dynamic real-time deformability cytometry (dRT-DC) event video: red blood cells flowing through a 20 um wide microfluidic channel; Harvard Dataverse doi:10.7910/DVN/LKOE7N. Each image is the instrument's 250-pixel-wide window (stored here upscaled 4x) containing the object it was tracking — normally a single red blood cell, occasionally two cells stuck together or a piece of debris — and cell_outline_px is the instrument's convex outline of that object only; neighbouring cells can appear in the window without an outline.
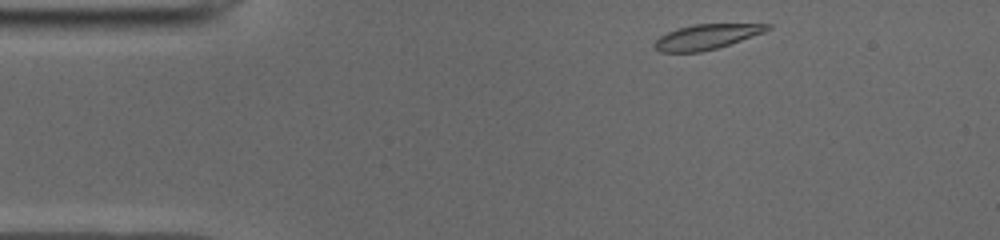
{"species": "common noctule bat (a hibernating species)", "species_latin": "Nyctalus noctula", "temperature_condition": "cold", "stored_images_in_passage": 44, "camera_frame_rate_fps": 3000, "um_per_image_px": 0.085, "animal": {"sex": "male", "body_mass_g": 19.0, "forearm_length_mm": 50.8}, "frame": {"image": 1, "passage_image": 1, "time_ms": 0.0, "image_size_px": [1000, 240], "cell_outline_px": [[772, 28], [764, 32], [716, 48], [700, 52], [660, 52], [652, 44], [660, 36], [668, 32], [680, 28], [696, 24], [772, 24]], "centroid_in_image_um": [60.04, 3.13], "position_along_channel_um": 25.0, "area_um2": 16.13}}
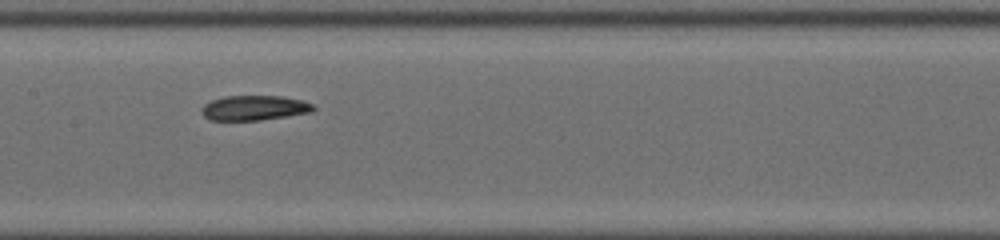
{"frame": {"image": 2, "passage_image": 18, "time_ms": 5.667, "image_size_px": [1000, 240], "cell_outline_px": [[316, 108], [312, 112], [288, 116], [260, 120], [208, 120], [204, 116], [200, 108], [204, 104], [212, 100], [224, 96], [280, 96], [300, 100], [312, 104]], "centroid_in_image_um": [21.59, 9.17], "position_along_channel_um": 185.8, "area_um2": 16.18}}
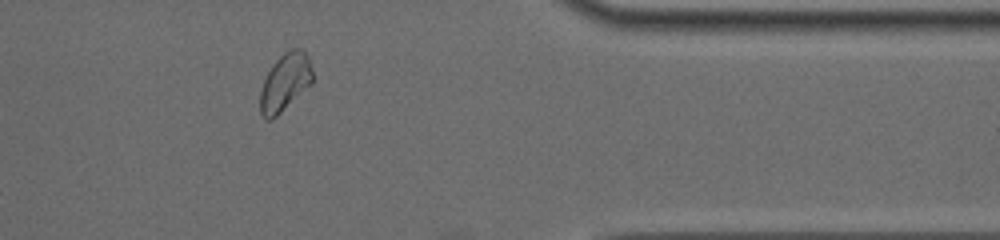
{"frame": {"image": 3, "passage_image": 35, "time_ms": 11.333, "image_size_px": [1000, 240], "cell_outline_px": [[312, 84], [272, 120], [264, 120], [260, 112], [260, 92], [264, 80], [272, 64], [288, 48], [304, 48], [308, 56], [312, 68]], "centroid_in_image_um": [24.24, 6.98], "position_along_channel_um": 387.2, "area_um2": 17.8}}